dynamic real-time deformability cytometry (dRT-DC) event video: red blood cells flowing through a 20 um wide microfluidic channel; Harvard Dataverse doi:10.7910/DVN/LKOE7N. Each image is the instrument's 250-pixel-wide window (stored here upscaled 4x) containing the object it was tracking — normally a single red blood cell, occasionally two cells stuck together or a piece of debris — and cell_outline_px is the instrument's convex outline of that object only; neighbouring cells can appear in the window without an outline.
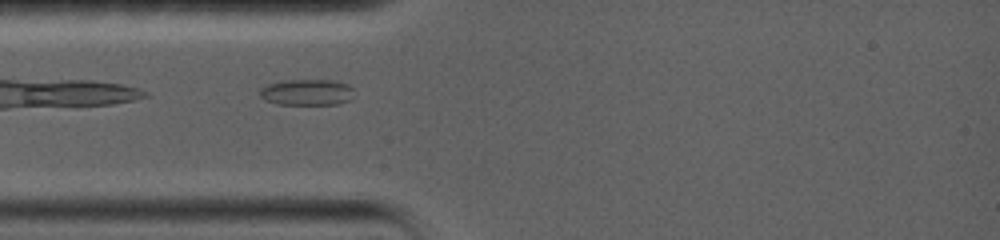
{"species": "common noctule bat (a hibernating species)", "species_latin": "Nyctalus noctula", "temperature_condition": "warm", "stored_images_in_passage": 7, "camera_frame_rate_fps": 5000, "um_per_image_px": 0.085, "animal": {"sex": "female", "body_mass_g": 19.0, "forearm_length_mm": 56.7}, "frame": {"image": 1, "passage_image": 6, "time_ms": 0.8, "image_size_px": [1000, 240], "cell_outline_px": [[352, 100], [336, 104], [276, 104], [264, 100], [260, 96], [260, 88], [268, 84], [284, 80], [332, 80], [348, 84], [352, 88]], "centroid_in_image_um": [26.07, 7.84], "position_along_channel_um": 58.9, "area_um2": 14.39}}